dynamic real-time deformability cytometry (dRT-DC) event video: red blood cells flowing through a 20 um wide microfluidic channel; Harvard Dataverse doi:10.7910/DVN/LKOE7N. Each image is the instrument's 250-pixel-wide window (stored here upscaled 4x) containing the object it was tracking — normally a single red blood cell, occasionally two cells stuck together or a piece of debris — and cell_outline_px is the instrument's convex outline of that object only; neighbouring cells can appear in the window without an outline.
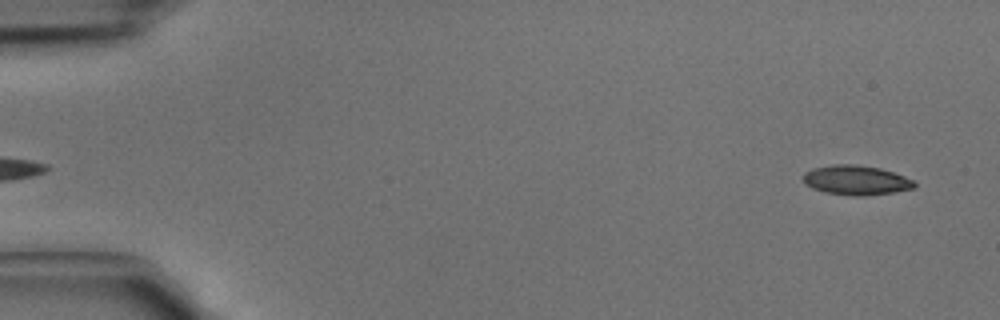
{"species": "common noctule bat (a hibernating species)", "species_latin": "Nyctalus noctula", "temperature_condition": "cold", "stored_images_in_passage": 5, "segment_of_instrument_passage": [2, 2], "camera_frame_rate_fps": 3000, "um_per_image_px": 0.085, "animal": {"sex": "male", "body_mass_g": 15.6}, "frame": {"image": 1, "passage_image": 5, "time_ms": 1.333, "image_size_px": [1000, 320], "cell_outline_px": [[916, 184], [912, 188], [892, 192], [864, 196], [860, 196], [824, 192], [812, 188], [804, 184], [804, 172], [812, 168], [832, 164], [856, 164], [880, 168], [916, 180]], "centroid_in_image_um": [72.75, 15.3], "position_along_channel_um": 12.3, "area_um2": 19.13}}